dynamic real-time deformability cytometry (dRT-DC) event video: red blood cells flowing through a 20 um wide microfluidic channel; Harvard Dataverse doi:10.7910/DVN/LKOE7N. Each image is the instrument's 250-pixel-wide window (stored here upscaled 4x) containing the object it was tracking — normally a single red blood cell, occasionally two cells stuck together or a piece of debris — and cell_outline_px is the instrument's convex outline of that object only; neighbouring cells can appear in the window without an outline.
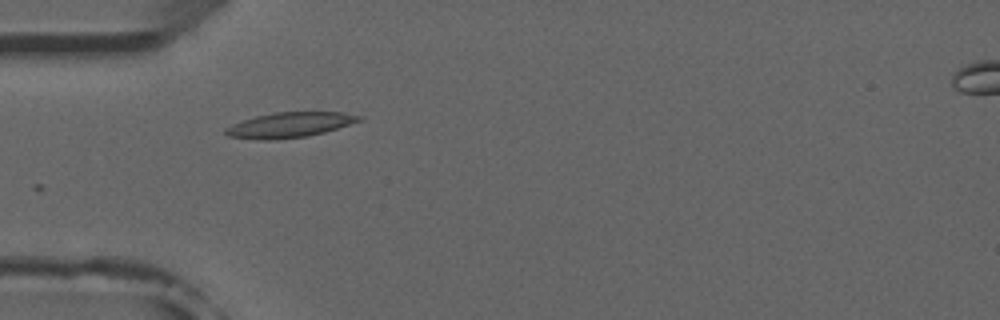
{"species": "common noctule bat (a hibernating species)", "species_latin": "Nyctalus noctula", "temperature_condition": "room temperature", "stored_images_in_passage": 6, "camera_frame_rate_fps": 3000, "um_per_image_px": 0.085, "animal": {"sex": "male", "forearm_length_mm": 52.5}, "frame": {"image": 1, "passage_image": 1, "time_ms": 0.0, "image_size_px": [1000, 320], "cell_outline_px": [[364, 116], [360, 120], [324, 132], [308, 136], [276, 140], [260, 140], [228, 136], [224, 132], [224, 128], [232, 124], [256, 116], [276, 112], [344, 112]], "centroid_in_image_um": [24.59, 10.62], "position_along_channel_um": 60.4, "area_um2": 19.48}}
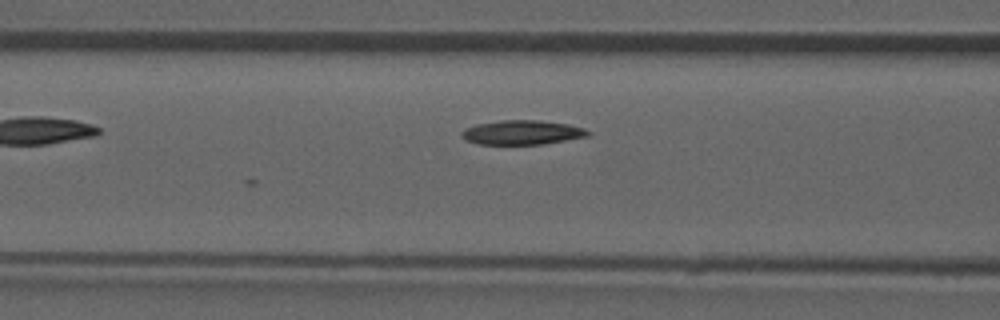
{"frame": {"image": 2, "passage_image": 6, "time_ms": 1.667, "image_size_px": [1000, 320], "cell_outline_px": [[592, 132], [588, 136], [544, 144], [480, 144], [468, 140], [460, 136], [460, 132], [464, 128], [476, 124], [500, 120], [536, 120], [568, 124], [584, 128]], "centroid_in_image_um": [44.37, 11.25], "position_along_channel_um": 122.2, "area_um2": 17.92}}